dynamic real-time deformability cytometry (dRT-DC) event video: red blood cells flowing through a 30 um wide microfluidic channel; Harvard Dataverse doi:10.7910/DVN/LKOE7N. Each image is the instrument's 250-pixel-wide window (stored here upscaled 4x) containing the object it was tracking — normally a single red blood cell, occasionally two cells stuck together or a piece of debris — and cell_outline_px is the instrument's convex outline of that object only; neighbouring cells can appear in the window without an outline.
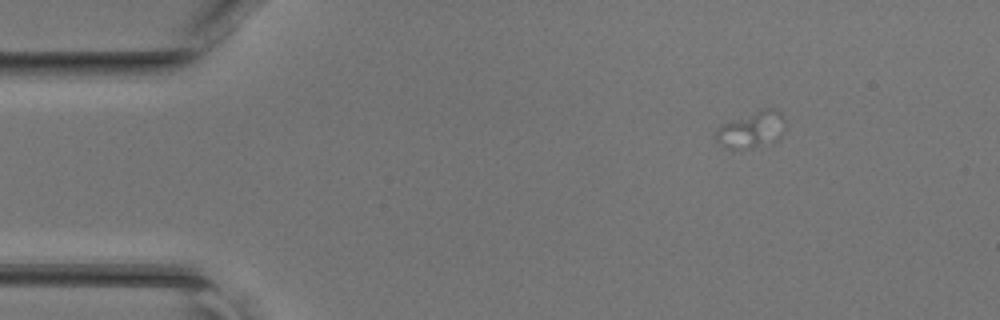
{"species": "common noctule bat (a hibernating species)", "species_latin": "Nyctalus noctula", "temperature_condition": "room temperature", "stored_images_in_passage": 5, "camera_frame_rate_fps": 3000, "um_per_image_px": 0.085, "animal": {"sex": "female", "body_mass_g": 17.0, "forearm_length_mm": 48.0}, "frame": {"image": 1, "passage_image": 1, "time_ms": 0.0, "image_size_px": [1000, 320], "cell_outline_px": [[784, 120], [764, 140], [748, 148], [728, 148], [716, 140], [716, 128], [724, 124], [764, 108], [772, 108], [780, 112], [784, 116]], "centroid_in_image_um": [63.69, 10.95], "position_along_channel_um": 21.3, "area_um2": 12.6}}